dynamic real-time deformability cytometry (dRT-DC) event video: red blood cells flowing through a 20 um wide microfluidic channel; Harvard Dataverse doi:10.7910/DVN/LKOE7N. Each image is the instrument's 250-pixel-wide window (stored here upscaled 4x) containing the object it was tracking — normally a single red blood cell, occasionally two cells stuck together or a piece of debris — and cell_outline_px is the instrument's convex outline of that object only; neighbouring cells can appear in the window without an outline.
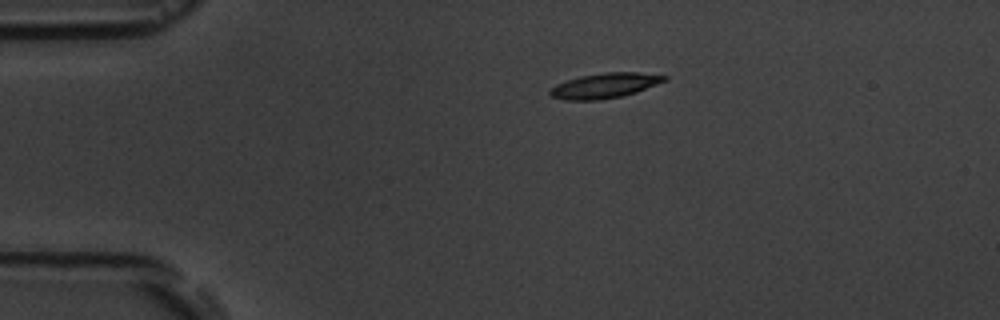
{"species": "common noctule bat (a hibernating species)", "species_latin": "Nyctalus noctula", "temperature_condition": "room temperature", "stored_images_in_passage": 5, "camera_frame_rate_fps": 3000, "um_per_image_px": 0.085, "animal": {"sex": "male", "body_mass_g": 19.5, "forearm_length_mm": 54.6}, "frame": {"image": 1, "passage_image": 1, "time_ms": 0.0, "image_size_px": [1000, 320], "cell_outline_px": [[668, 80], [636, 92], [620, 96], [600, 100], [564, 100], [552, 96], [548, 92], [556, 84], [580, 76], [604, 72], [636, 72], [668, 76]], "centroid_in_image_um": [51.41, 7.27], "position_along_channel_um": 33.6, "area_um2": 16.59}}
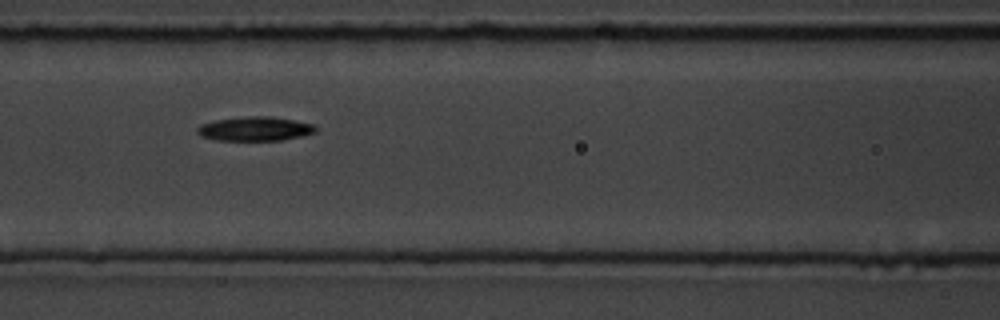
{"frame": {"image": 2, "passage_image": 4, "time_ms": 4.333, "image_size_px": [1000, 320], "cell_outline_px": [[316, 132], [300, 136], [280, 140], [216, 140], [200, 136], [196, 132], [196, 128], [200, 124], [216, 120], [248, 116], [268, 116], [292, 120], [312, 124], [316, 128]], "centroid_in_image_um": [21.61, 10.95], "position_along_channel_um": 145.0, "area_um2": 16.47}}
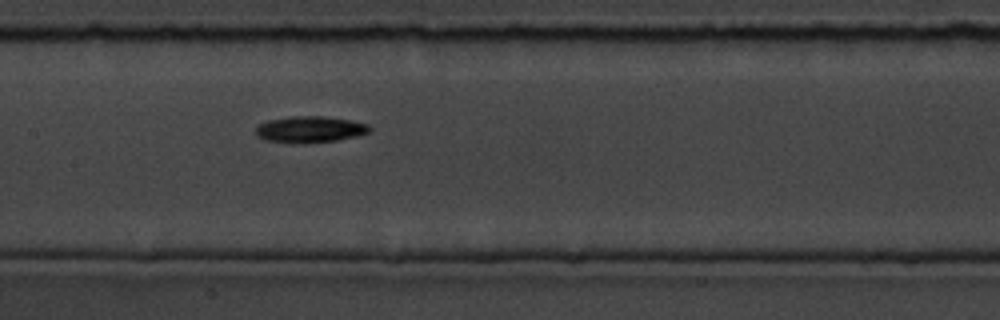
{"frame": {"image": 3, "passage_image": 5, "time_ms": 5.333, "image_size_px": [1000, 320], "cell_outline_px": [[372, 128], [368, 132], [356, 136], [336, 140], [304, 144], [264, 140], [256, 136], [256, 128], [260, 124], [268, 120], [288, 116], [324, 116], [352, 120], [368, 124]], "centroid_in_image_um": [26.33, 10.99], "position_along_channel_um": 181.1, "area_um2": 17.63}}